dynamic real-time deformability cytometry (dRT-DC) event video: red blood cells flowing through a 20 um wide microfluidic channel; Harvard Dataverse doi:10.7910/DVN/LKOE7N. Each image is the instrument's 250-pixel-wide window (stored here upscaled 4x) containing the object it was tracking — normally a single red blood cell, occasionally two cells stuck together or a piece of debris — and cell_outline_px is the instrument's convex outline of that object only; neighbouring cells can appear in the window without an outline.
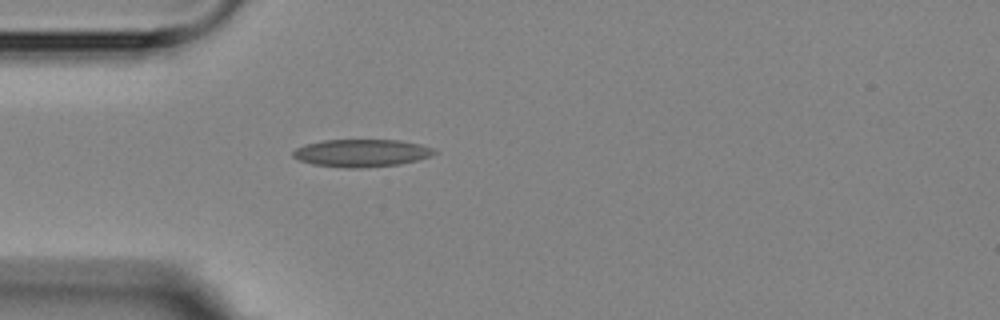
{"species": "Egyptian fruit bat (a non-hibernating species)", "species_latin": "Rousettus aegyptiacus", "temperature_condition": "room temperature", "stored_images_in_passage": 1, "camera_frame_rate_fps": 3000, "um_per_image_px": 0.085, "animal": {"sex": "female"}, "frame": {"image": 1, "passage_image": 1, "time_ms": 0.0, "image_size_px": [1000, 320], "cell_outline_px": [[440, 152], [416, 160], [400, 164], [364, 168], [348, 168], [312, 164], [300, 160], [292, 156], [292, 152], [296, 148], [304, 144], [324, 140], [400, 140], [420, 144], [432, 148]], "centroid_in_image_um": [30.72, 13.0], "position_along_channel_um": 54.3, "area_um2": 22.72}}